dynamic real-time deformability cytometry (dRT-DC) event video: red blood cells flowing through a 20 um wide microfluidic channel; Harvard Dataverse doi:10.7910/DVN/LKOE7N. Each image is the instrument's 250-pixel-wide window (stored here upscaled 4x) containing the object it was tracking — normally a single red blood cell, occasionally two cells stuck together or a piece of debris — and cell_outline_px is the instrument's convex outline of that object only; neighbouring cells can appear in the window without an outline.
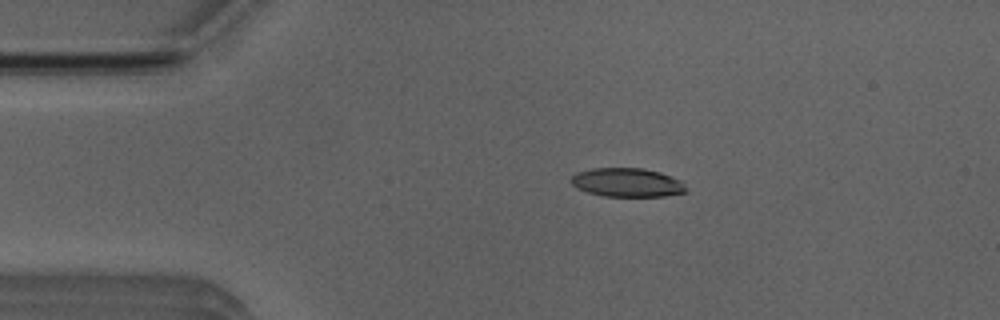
{"species": "Egyptian fruit bat (a non-hibernating species)", "species_latin": "Rousettus aegyptiacus", "temperature_condition": "room temperature", "stored_images_in_passage": 5, "camera_frame_rate_fps": 3000, "um_per_image_px": 0.085, "animal": {"sex": "male"}, "frame": {"image": 1, "passage_image": 3, "time_ms": 3.0, "image_size_px": [1000, 320], "cell_outline_px": [[688, 192], [664, 196], [604, 196], [588, 192], [576, 188], [572, 184], [572, 176], [576, 172], [592, 168], [644, 168], [660, 172], [680, 180], [688, 188]], "centroid_in_image_um": [53.33, 15.51], "position_along_channel_um": 31.7, "area_um2": 19.36}}